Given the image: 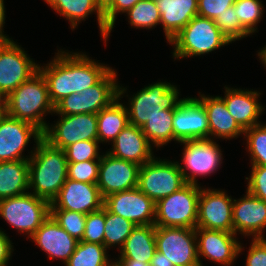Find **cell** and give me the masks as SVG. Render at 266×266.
<instances>
[{"label": "cell", "mask_w": 266, "mask_h": 266, "mask_svg": "<svg viewBox=\"0 0 266 266\" xmlns=\"http://www.w3.org/2000/svg\"><path fill=\"white\" fill-rule=\"evenodd\" d=\"M258 56L261 59V62H263L262 64H264V67H266V46L258 52Z\"/></svg>", "instance_id": "f5cc1de1"}, {"label": "cell", "mask_w": 266, "mask_h": 266, "mask_svg": "<svg viewBox=\"0 0 266 266\" xmlns=\"http://www.w3.org/2000/svg\"><path fill=\"white\" fill-rule=\"evenodd\" d=\"M7 96L0 90V116L6 114Z\"/></svg>", "instance_id": "816d5d0a"}, {"label": "cell", "mask_w": 266, "mask_h": 266, "mask_svg": "<svg viewBox=\"0 0 266 266\" xmlns=\"http://www.w3.org/2000/svg\"><path fill=\"white\" fill-rule=\"evenodd\" d=\"M155 225H137L120 249L119 260L150 263L156 249Z\"/></svg>", "instance_id": "4316f807"}, {"label": "cell", "mask_w": 266, "mask_h": 266, "mask_svg": "<svg viewBox=\"0 0 266 266\" xmlns=\"http://www.w3.org/2000/svg\"><path fill=\"white\" fill-rule=\"evenodd\" d=\"M197 228L233 232V200L225 191L201 188Z\"/></svg>", "instance_id": "5bb4252c"}, {"label": "cell", "mask_w": 266, "mask_h": 266, "mask_svg": "<svg viewBox=\"0 0 266 266\" xmlns=\"http://www.w3.org/2000/svg\"><path fill=\"white\" fill-rule=\"evenodd\" d=\"M198 100L203 104L207 114L209 124V138L232 139L240 134L244 135V130L237 124L228 112L222 96L209 97L200 94Z\"/></svg>", "instance_id": "484cf974"}, {"label": "cell", "mask_w": 266, "mask_h": 266, "mask_svg": "<svg viewBox=\"0 0 266 266\" xmlns=\"http://www.w3.org/2000/svg\"><path fill=\"white\" fill-rule=\"evenodd\" d=\"M107 248L98 243L79 241L65 266H111Z\"/></svg>", "instance_id": "1f68e13d"}, {"label": "cell", "mask_w": 266, "mask_h": 266, "mask_svg": "<svg viewBox=\"0 0 266 266\" xmlns=\"http://www.w3.org/2000/svg\"><path fill=\"white\" fill-rule=\"evenodd\" d=\"M214 22L230 42L250 36L241 26L234 11V5L230 6L223 14L217 16Z\"/></svg>", "instance_id": "74e56055"}, {"label": "cell", "mask_w": 266, "mask_h": 266, "mask_svg": "<svg viewBox=\"0 0 266 266\" xmlns=\"http://www.w3.org/2000/svg\"><path fill=\"white\" fill-rule=\"evenodd\" d=\"M51 8H53L60 0H44Z\"/></svg>", "instance_id": "db71d44e"}, {"label": "cell", "mask_w": 266, "mask_h": 266, "mask_svg": "<svg viewBox=\"0 0 266 266\" xmlns=\"http://www.w3.org/2000/svg\"><path fill=\"white\" fill-rule=\"evenodd\" d=\"M121 266H150V263L139 262L137 260H118Z\"/></svg>", "instance_id": "681fc988"}, {"label": "cell", "mask_w": 266, "mask_h": 266, "mask_svg": "<svg viewBox=\"0 0 266 266\" xmlns=\"http://www.w3.org/2000/svg\"><path fill=\"white\" fill-rule=\"evenodd\" d=\"M56 124L47 126L43 138L52 146L64 150L73 143L98 141L97 114L60 115Z\"/></svg>", "instance_id": "4fadbf2b"}, {"label": "cell", "mask_w": 266, "mask_h": 266, "mask_svg": "<svg viewBox=\"0 0 266 266\" xmlns=\"http://www.w3.org/2000/svg\"><path fill=\"white\" fill-rule=\"evenodd\" d=\"M260 0H236L234 11L241 26L252 34L257 30V23L262 19L263 5Z\"/></svg>", "instance_id": "d590c367"}, {"label": "cell", "mask_w": 266, "mask_h": 266, "mask_svg": "<svg viewBox=\"0 0 266 266\" xmlns=\"http://www.w3.org/2000/svg\"><path fill=\"white\" fill-rule=\"evenodd\" d=\"M224 93L223 99L228 112L244 131L260 124L257 120L264 109L262 104L258 103L261 93L226 86Z\"/></svg>", "instance_id": "cb8c5ba5"}, {"label": "cell", "mask_w": 266, "mask_h": 266, "mask_svg": "<svg viewBox=\"0 0 266 266\" xmlns=\"http://www.w3.org/2000/svg\"><path fill=\"white\" fill-rule=\"evenodd\" d=\"M173 116L174 110H161L141 128L150 144L161 147L173 140Z\"/></svg>", "instance_id": "4dcf8cb0"}, {"label": "cell", "mask_w": 266, "mask_h": 266, "mask_svg": "<svg viewBox=\"0 0 266 266\" xmlns=\"http://www.w3.org/2000/svg\"><path fill=\"white\" fill-rule=\"evenodd\" d=\"M47 82L40 71L23 82L7 96L6 114L35 125L42 132L48 126L44 121L46 113H53Z\"/></svg>", "instance_id": "3957f363"}, {"label": "cell", "mask_w": 266, "mask_h": 266, "mask_svg": "<svg viewBox=\"0 0 266 266\" xmlns=\"http://www.w3.org/2000/svg\"><path fill=\"white\" fill-rule=\"evenodd\" d=\"M141 0H114L113 4L103 13L105 24L110 28V32L114 28L117 14L126 13L136 3Z\"/></svg>", "instance_id": "f6af8a7d"}, {"label": "cell", "mask_w": 266, "mask_h": 266, "mask_svg": "<svg viewBox=\"0 0 266 266\" xmlns=\"http://www.w3.org/2000/svg\"><path fill=\"white\" fill-rule=\"evenodd\" d=\"M266 228V201L246 190L244 198L233 199V233L263 238Z\"/></svg>", "instance_id": "44dd1931"}, {"label": "cell", "mask_w": 266, "mask_h": 266, "mask_svg": "<svg viewBox=\"0 0 266 266\" xmlns=\"http://www.w3.org/2000/svg\"><path fill=\"white\" fill-rule=\"evenodd\" d=\"M29 157V189L50 203L67 180L68 162L64 150L52 146L43 137Z\"/></svg>", "instance_id": "7a4b0ae2"}, {"label": "cell", "mask_w": 266, "mask_h": 266, "mask_svg": "<svg viewBox=\"0 0 266 266\" xmlns=\"http://www.w3.org/2000/svg\"><path fill=\"white\" fill-rule=\"evenodd\" d=\"M12 244L6 233L0 230V266H7L12 251H14Z\"/></svg>", "instance_id": "bcb514c9"}, {"label": "cell", "mask_w": 266, "mask_h": 266, "mask_svg": "<svg viewBox=\"0 0 266 266\" xmlns=\"http://www.w3.org/2000/svg\"><path fill=\"white\" fill-rule=\"evenodd\" d=\"M116 71L111 69L97 84L82 93H74L60 100L54 106L59 115L97 114L118 98Z\"/></svg>", "instance_id": "ba28073f"}, {"label": "cell", "mask_w": 266, "mask_h": 266, "mask_svg": "<svg viewBox=\"0 0 266 266\" xmlns=\"http://www.w3.org/2000/svg\"><path fill=\"white\" fill-rule=\"evenodd\" d=\"M156 249L174 266H200L195 229L156 227Z\"/></svg>", "instance_id": "7c38bea8"}, {"label": "cell", "mask_w": 266, "mask_h": 266, "mask_svg": "<svg viewBox=\"0 0 266 266\" xmlns=\"http://www.w3.org/2000/svg\"><path fill=\"white\" fill-rule=\"evenodd\" d=\"M114 0H95L96 6L104 13L112 4Z\"/></svg>", "instance_id": "f907efd6"}, {"label": "cell", "mask_w": 266, "mask_h": 266, "mask_svg": "<svg viewBox=\"0 0 266 266\" xmlns=\"http://www.w3.org/2000/svg\"><path fill=\"white\" fill-rule=\"evenodd\" d=\"M30 238L42 251L48 254L50 260L62 259L64 264L74 253L79 242L58 225L51 216L41 224Z\"/></svg>", "instance_id": "7402d4cb"}, {"label": "cell", "mask_w": 266, "mask_h": 266, "mask_svg": "<svg viewBox=\"0 0 266 266\" xmlns=\"http://www.w3.org/2000/svg\"><path fill=\"white\" fill-rule=\"evenodd\" d=\"M209 138V124L203 104L197 98H183L174 109L173 140Z\"/></svg>", "instance_id": "d6986e66"}, {"label": "cell", "mask_w": 266, "mask_h": 266, "mask_svg": "<svg viewBox=\"0 0 266 266\" xmlns=\"http://www.w3.org/2000/svg\"><path fill=\"white\" fill-rule=\"evenodd\" d=\"M165 38L170 42L195 16L198 0H155Z\"/></svg>", "instance_id": "d4e9b609"}, {"label": "cell", "mask_w": 266, "mask_h": 266, "mask_svg": "<svg viewBox=\"0 0 266 266\" xmlns=\"http://www.w3.org/2000/svg\"><path fill=\"white\" fill-rule=\"evenodd\" d=\"M231 42L221 32L214 20L195 16L170 42L174 46L173 57L200 56Z\"/></svg>", "instance_id": "277c9868"}, {"label": "cell", "mask_w": 266, "mask_h": 266, "mask_svg": "<svg viewBox=\"0 0 266 266\" xmlns=\"http://www.w3.org/2000/svg\"><path fill=\"white\" fill-rule=\"evenodd\" d=\"M135 227L132 221L111 213L105 207L104 246L108 249L118 244L120 250Z\"/></svg>", "instance_id": "d6a6232c"}, {"label": "cell", "mask_w": 266, "mask_h": 266, "mask_svg": "<svg viewBox=\"0 0 266 266\" xmlns=\"http://www.w3.org/2000/svg\"><path fill=\"white\" fill-rule=\"evenodd\" d=\"M245 266H266V238H252Z\"/></svg>", "instance_id": "ee69618b"}, {"label": "cell", "mask_w": 266, "mask_h": 266, "mask_svg": "<svg viewBox=\"0 0 266 266\" xmlns=\"http://www.w3.org/2000/svg\"><path fill=\"white\" fill-rule=\"evenodd\" d=\"M53 10L69 20L72 29H75L81 20H85L88 15L96 12L98 27L104 42L110 36V28L105 24L104 14L96 6L95 0H60Z\"/></svg>", "instance_id": "f546056e"}, {"label": "cell", "mask_w": 266, "mask_h": 266, "mask_svg": "<svg viewBox=\"0 0 266 266\" xmlns=\"http://www.w3.org/2000/svg\"><path fill=\"white\" fill-rule=\"evenodd\" d=\"M179 143L184 144L182 153L184 166L180 163L179 167L186 183L197 184L196 177L207 176L220 167L222 152L213 138L186 140Z\"/></svg>", "instance_id": "8fae6325"}, {"label": "cell", "mask_w": 266, "mask_h": 266, "mask_svg": "<svg viewBox=\"0 0 266 266\" xmlns=\"http://www.w3.org/2000/svg\"><path fill=\"white\" fill-rule=\"evenodd\" d=\"M150 266H174L166 256L158 251L155 252L154 257L151 259Z\"/></svg>", "instance_id": "7dc6e473"}, {"label": "cell", "mask_w": 266, "mask_h": 266, "mask_svg": "<svg viewBox=\"0 0 266 266\" xmlns=\"http://www.w3.org/2000/svg\"><path fill=\"white\" fill-rule=\"evenodd\" d=\"M199 184L187 183L155 203V227L197 228Z\"/></svg>", "instance_id": "5b68a950"}, {"label": "cell", "mask_w": 266, "mask_h": 266, "mask_svg": "<svg viewBox=\"0 0 266 266\" xmlns=\"http://www.w3.org/2000/svg\"><path fill=\"white\" fill-rule=\"evenodd\" d=\"M252 166H266V124L244 131Z\"/></svg>", "instance_id": "e575fe53"}, {"label": "cell", "mask_w": 266, "mask_h": 266, "mask_svg": "<svg viewBox=\"0 0 266 266\" xmlns=\"http://www.w3.org/2000/svg\"><path fill=\"white\" fill-rule=\"evenodd\" d=\"M105 206L86 216L85 230L81 241L104 245Z\"/></svg>", "instance_id": "ab89813d"}, {"label": "cell", "mask_w": 266, "mask_h": 266, "mask_svg": "<svg viewBox=\"0 0 266 266\" xmlns=\"http://www.w3.org/2000/svg\"><path fill=\"white\" fill-rule=\"evenodd\" d=\"M156 159L140 166L137 186L155 203L187 184L177 161Z\"/></svg>", "instance_id": "9c48e42d"}, {"label": "cell", "mask_w": 266, "mask_h": 266, "mask_svg": "<svg viewBox=\"0 0 266 266\" xmlns=\"http://www.w3.org/2000/svg\"><path fill=\"white\" fill-rule=\"evenodd\" d=\"M50 216L72 237L81 241L86 222V214L64 209H50Z\"/></svg>", "instance_id": "8d00e7d4"}, {"label": "cell", "mask_w": 266, "mask_h": 266, "mask_svg": "<svg viewBox=\"0 0 266 266\" xmlns=\"http://www.w3.org/2000/svg\"><path fill=\"white\" fill-rule=\"evenodd\" d=\"M99 141H80L73 143L64 149L68 163L84 162L88 160H100L102 155H99Z\"/></svg>", "instance_id": "f35d334b"}, {"label": "cell", "mask_w": 266, "mask_h": 266, "mask_svg": "<svg viewBox=\"0 0 266 266\" xmlns=\"http://www.w3.org/2000/svg\"><path fill=\"white\" fill-rule=\"evenodd\" d=\"M0 216L30 238L50 217V202L27 192L0 200Z\"/></svg>", "instance_id": "52a82bcc"}, {"label": "cell", "mask_w": 266, "mask_h": 266, "mask_svg": "<svg viewBox=\"0 0 266 266\" xmlns=\"http://www.w3.org/2000/svg\"><path fill=\"white\" fill-rule=\"evenodd\" d=\"M112 143V148L107 153L115 158L134 162L139 166L155 157L152 144L149 143L142 129L132 124H128Z\"/></svg>", "instance_id": "603a6c76"}, {"label": "cell", "mask_w": 266, "mask_h": 266, "mask_svg": "<svg viewBox=\"0 0 266 266\" xmlns=\"http://www.w3.org/2000/svg\"><path fill=\"white\" fill-rule=\"evenodd\" d=\"M235 2L236 0H198V16L215 20Z\"/></svg>", "instance_id": "7bdbcfd3"}, {"label": "cell", "mask_w": 266, "mask_h": 266, "mask_svg": "<svg viewBox=\"0 0 266 266\" xmlns=\"http://www.w3.org/2000/svg\"><path fill=\"white\" fill-rule=\"evenodd\" d=\"M33 136L34 142L43 137V132L35 125L8 116H0V162L28 160L22 152Z\"/></svg>", "instance_id": "9a60e30c"}, {"label": "cell", "mask_w": 266, "mask_h": 266, "mask_svg": "<svg viewBox=\"0 0 266 266\" xmlns=\"http://www.w3.org/2000/svg\"><path fill=\"white\" fill-rule=\"evenodd\" d=\"M126 89L119 85L118 98L97 113L98 141L100 143L113 142L117 135L129 124L127 108L119 102L121 95L126 93Z\"/></svg>", "instance_id": "83f0119b"}, {"label": "cell", "mask_w": 266, "mask_h": 266, "mask_svg": "<svg viewBox=\"0 0 266 266\" xmlns=\"http://www.w3.org/2000/svg\"><path fill=\"white\" fill-rule=\"evenodd\" d=\"M102 207H104V198L97 184L78 182L68 178L50 203V209H64L86 215Z\"/></svg>", "instance_id": "ffe728a7"}, {"label": "cell", "mask_w": 266, "mask_h": 266, "mask_svg": "<svg viewBox=\"0 0 266 266\" xmlns=\"http://www.w3.org/2000/svg\"><path fill=\"white\" fill-rule=\"evenodd\" d=\"M126 14H128L130 25L136 28L151 29L160 24L161 15L155 0H141Z\"/></svg>", "instance_id": "836d02e7"}, {"label": "cell", "mask_w": 266, "mask_h": 266, "mask_svg": "<svg viewBox=\"0 0 266 266\" xmlns=\"http://www.w3.org/2000/svg\"><path fill=\"white\" fill-rule=\"evenodd\" d=\"M139 168L138 164L115 158L107 152L102 155L97 181L102 197L137 188Z\"/></svg>", "instance_id": "2e32d148"}, {"label": "cell", "mask_w": 266, "mask_h": 266, "mask_svg": "<svg viewBox=\"0 0 266 266\" xmlns=\"http://www.w3.org/2000/svg\"><path fill=\"white\" fill-rule=\"evenodd\" d=\"M248 180L247 191L266 201V166H252Z\"/></svg>", "instance_id": "b9f144b4"}, {"label": "cell", "mask_w": 266, "mask_h": 266, "mask_svg": "<svg viewBox=\"0 0 266 266\" xmlns=\"http://www.w3.org/2000/svg\"><path fill=\"white\" fill-rule=\"evenodd\" d=\"M195 233L200 266H203L200 256L223 266H231L243 249L233 232L195 228Z\"/></svg>", "instance_id": "ac0fdd59"}, {"label": "cell", "mask_w": 266, "mask_h": 266, "mask_svg": "<svg viewBox=\"0 0 266 266\" xmlns=\"http://www.w3.org/2000/svg\"><path fill=\"white\" fill-rule=\"evenodd\" d=\"M100 160L68 163L67 178L90 184H97Z\"/></svg>", "instance_id": "60d3db41"}, {"label": "cell", "mask_w": 266, "mask_h": 266, "mask_svg": "<svg viewBox=\"0 0 266 266\" xmlns=\"http://www.w3.org/2000/svg\"><path fill=\"white\" fill-rule=\"evenodd\" d=\"M104 206L137 225H154L155 202L138 188L116 192L104 198Z\"/></svg>", "instance_id": "e0dca14e"}, {"label": "cell", "mask_w": 266, "mask_h": 266, "mask_svg": "<svg viewBox=\"0 0 266 266\" xmlns=\"http://www.w3.org/2000/svg\"><path fill=\"white\" fill-rule=\"evenodd\" d=\"M111 266H121V265L117 261L116 262L112 261V265Z\"/></svg>", "instance_id": "11a10c76"}, {"label": "cell", "mask_w": 266, "mask_h": 266, "mask_svg": "<svg viewBox=\"0 0 266 266\" xmlns=\"http://www.w3.org/2000/svg\"><path fill=\"white\" fill-rule=\"evenodd\" d=\"M29 160L0 162V200L27 193Z\"/></svg>", "instance_id": "f1b7e54d"}, {"label": "cell", "mask_w": 266, "mask_h": 266, "mask_svg": "<svg viewBox=\"0 0 266 266\" xmlns=\"http://www.w3.org/2000/svg\"><path fill=\"white\" fill-rule=\"evenodd\" d=\"M5 23V6H4V0H0V40H8L6 35H4L3 27Z\"/></svg>", "instance_id": "c3c4849f"}, {"label": "cell", "mask_w": 266, "mask_h": 266, "mask_svg": "<svg viewBox=\"0 0 266 266\" xmlns=\"http://www.w3.org/2000/svg\"><path fill=\"white\" fill-rule=\"evenodd\" d=\"M11 39L0 40V90L8 96L39 71V65Z\"/></svg>", "instance_id": "30bf717a"}, {"label": "cell", "mask_w": 266, "mask_h": 266, "mask_svg": "<svg viewBox=\"0 0 266 266\" xmlns=\"http://www.w3.org/2000/svg\"><path fill=\"white\" fill-rule=\"evenodd\" d=\"M176 85L168 82H157L142 88L129 98L127 108L129 124L142 128L161 110H174L183 99H179Z\"/></svg>", "instance_id": "8992f818"}, {"label": "cell", "mask_w": 266, "mask_h": 266, "mask_svg": "<svg viewBox=\"0 0 266 266\" xmlns=\"http://www.w3.org/2000/svg\"><path fill=\"white\" fill-rule=\"evenodd\" d=\"M112 68L90 59L86 54L58 50L46 66H39L44 76L49 97L55 106L60 100L74 93H82L97 84Z\"/></svg>", "instance_id": "6da1fadb"}]
</instances>
